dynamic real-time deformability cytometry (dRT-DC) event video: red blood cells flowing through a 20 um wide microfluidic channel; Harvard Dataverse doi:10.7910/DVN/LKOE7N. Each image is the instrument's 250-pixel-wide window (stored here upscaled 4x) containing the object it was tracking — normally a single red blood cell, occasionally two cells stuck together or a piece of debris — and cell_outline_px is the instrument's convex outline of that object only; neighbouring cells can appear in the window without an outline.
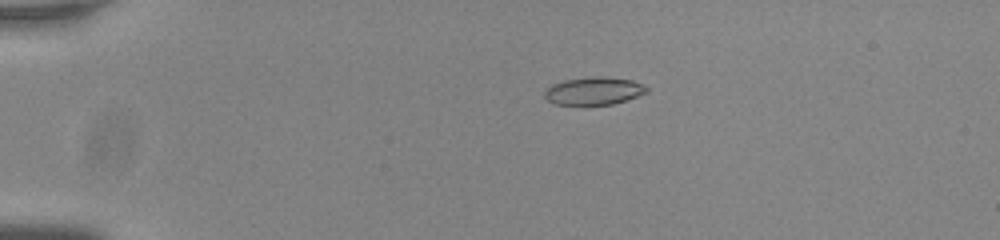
{"species": "common noctule bat (a hibernating species)", "species_latin": "Nyctalus noctula", "temperature_condition": "room temperature", "stored_images_in_passage": 52, "camera_frame_rate_fps": 3000, "um_per_image_px": 0.085, "animal": {"sex": "male", "body_mass_g": 20.0, "forearm_length_mm": 53.3}, "frame": {"image": 1, "passage_image": 9, "time_ms": 2.667, "image_size_px": [1000, 240], "cell_outline_px": [[648, 92], [612, 104], [556, 104], [548, 100], [544, 96], [544, 92], [552, 84], [564, 80], [592, 76], [604, 76], [632, 80], [644, 84], [648, 88]], "centroid_in_image_um": [50.49, 7.71], "position_along_channel_um": 34.5, "area_um2": 16.36}}
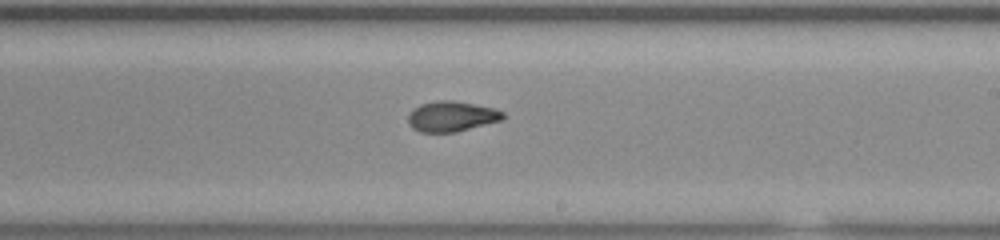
{"frame": {"image": 2, "passage_image": 31, "time_ms": 10.0, "image_size_px": [1000, 240], "cell_outline_px": [[504, 120], [456, 132], [420, 132], [412, 128], [408, 124], [408, 116], [412, 108], [420, 104], [436, 100], [452, 100], [496, 108], [504, 112]], "centroid_in_image_um": [38.39, 9.89], "position_along_channel_um": 250.6, "area_um2": 17.05}}
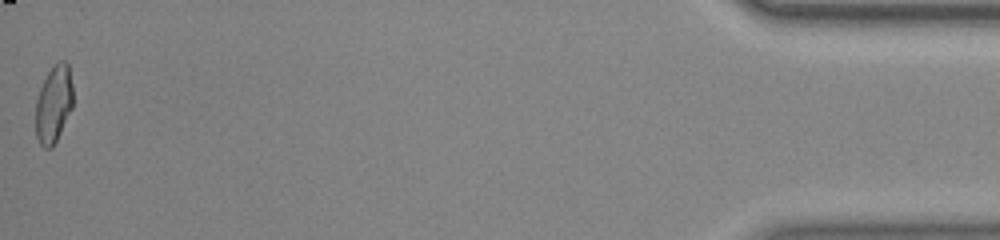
{"frame": {"image": 3, "passage_image": 52, "time_ms": 17.0, "image_size_px": [1000, 240], "cell_outline_px": [[72, 108], [52, 148], [44, 148], [40, 144], [36, 136], [36, 100], [40, 88], [48, 72], [60, 60], [64, 60], [68, 64], [72, 84]], "centroid_in_image_um": [4.56, 8.85], "position_along_channel_um": 430.6, "area_um2": 16.59}, "authors_computed_cell_mechanics": {"area_um2": 16.9354, "velocity_mm_per_s": 3.7908, "shape_relaxation_time_tau1_ms": 11.0602, "shape_relaxation_time_tau2_ms": 1.5363, "deformation_change_tau1": 0.2761, "deformation_change_tau2": 0.0693}}